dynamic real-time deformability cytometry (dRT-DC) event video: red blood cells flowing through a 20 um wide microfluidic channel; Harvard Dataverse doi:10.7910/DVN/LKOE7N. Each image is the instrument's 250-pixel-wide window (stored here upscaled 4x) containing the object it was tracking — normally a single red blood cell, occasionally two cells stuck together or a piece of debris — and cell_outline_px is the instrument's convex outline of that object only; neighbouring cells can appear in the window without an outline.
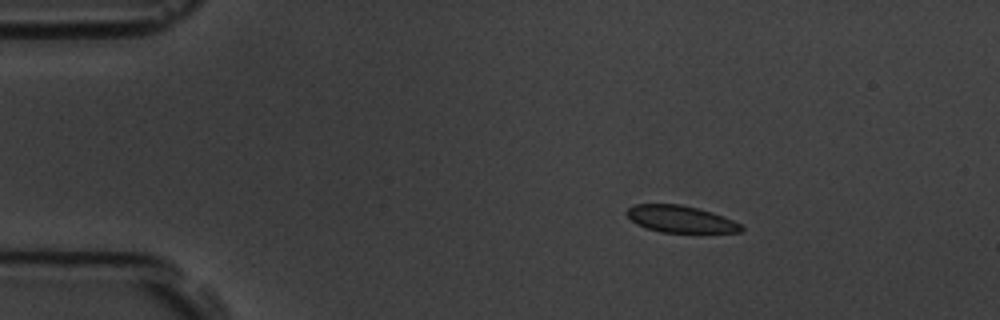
{"species": "common noctule bat (a hibernating species)", "species_latin": "Nyctalus noctula", "temperature_condition": "room temperature", "stored_images_in_passage": 3, "camera_frame_rate_fps": 3000, "um_per_image_px": 0.085, "animal": {"sex": "male", "body_mass_g": 19.5, "forearm_length_mm": 54.6}, "frame": {"image": 1, "passage_image": 1, "time_ms": 0.0, "image_size_px": [1000, 320], "cell_outline_px": [[744, 228], [740, 232], [660, 232], [636, 224], [624, 212], [628, 208], [636, 204], [680, 204], [712, 212], [724, 216], [740, 224]], "centroid_in_image_um": [57.83, 18.61], "position_along_channel_um": 27.2, "area_um2": 17.74}}